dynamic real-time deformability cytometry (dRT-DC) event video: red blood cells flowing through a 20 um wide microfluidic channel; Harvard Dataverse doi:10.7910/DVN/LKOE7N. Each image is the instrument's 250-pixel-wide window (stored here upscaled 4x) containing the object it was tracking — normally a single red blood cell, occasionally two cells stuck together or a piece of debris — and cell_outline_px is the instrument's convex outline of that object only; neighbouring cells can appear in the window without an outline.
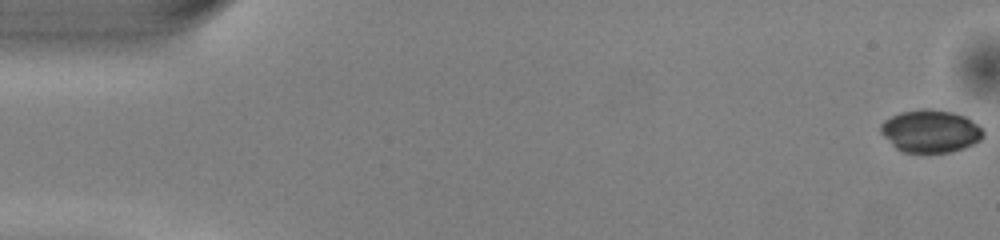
{"species": "common noctule bat (a hibernating species)", "species_latin": "Nyctalus noctula", "temperature_condition": "warm", "stored_images_in_passage": 51, "camera_frame_rate_fps": 3000, "um_per_image_px": 0.085, "animal": {"sex": "male", "body_mass_g": 13.0, "forearm_length_mm": 53.1}, "frame": {"image": 1, "passage_image": 1, "time_ms": 0.0, "image_size_px": [1000, 240], "cell_outline_px": [[984, 136], [980, 140], [964, 148], [952, 152], [904, 152], [896, 148], [880, 132], [880, 124], [884, 120], [900, 112], [924, 108], [928, 108], [952, 112], [964, 116], [972, 120], [984, 132]], "centroid_in_image_um": [79.08, 11.14], "position_along_channel_um": 5.9, "area_um2": 25.37}}
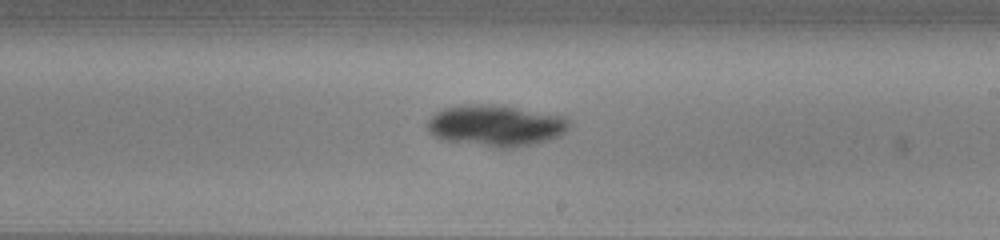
{"frame": {"image": 2, "passage_image": 30, "time_ms": 9.667, "image_size_px": [1000, 240], "cell_outline_px": [[568, 128], [560, 136], [536, 144], [516, 148], [492, 148], [440, 140], [432, 136], [428, 132], [428, 120], [436, 112], [444, 108], [460, 104], [492, 104], [564, 116], [568, 120]], "centroid_in_image_um": [42.09, 10.7], "position_along_channel_um": 246.9, "area_um2": 34.62}}
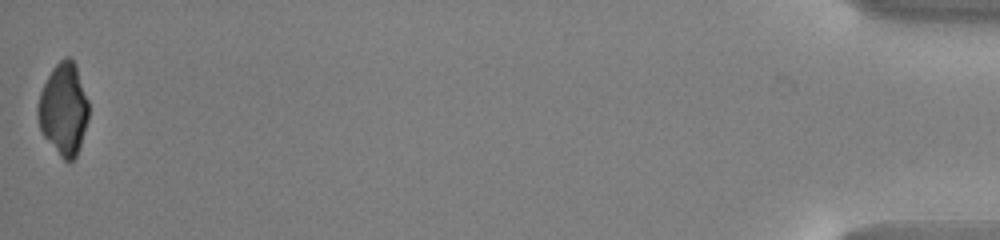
{"frame": {"image": 3, "passage_image": 51, "time_ms": 16.667, "image_size_px": [1000, 240], "cell_outline_px": [[88, 120], [76, 156], [68, 164], [60, 156], [44, 136], [40, 128], [36, 116], [36, 108], [40, 92], [52, 68], [64, 56], [68, 56], [72, 60], [76, 68], [88, 100]], "centroid_in_image_um": [5.38, 9.29], "position_along_channel_um": 429.8, "area_um2": 27.05}, "authors_computed_cell_mechanics": {"area_um2": 29.5358, "velocity_mm_per_s": 4.0665, "shape_relaxation_time_tau1_ms": 5.0827, "shape_relaxation_time_tau2_ms": null, "deformation_change_tau1": 0.1221, "deformation_change_tau2": null}}